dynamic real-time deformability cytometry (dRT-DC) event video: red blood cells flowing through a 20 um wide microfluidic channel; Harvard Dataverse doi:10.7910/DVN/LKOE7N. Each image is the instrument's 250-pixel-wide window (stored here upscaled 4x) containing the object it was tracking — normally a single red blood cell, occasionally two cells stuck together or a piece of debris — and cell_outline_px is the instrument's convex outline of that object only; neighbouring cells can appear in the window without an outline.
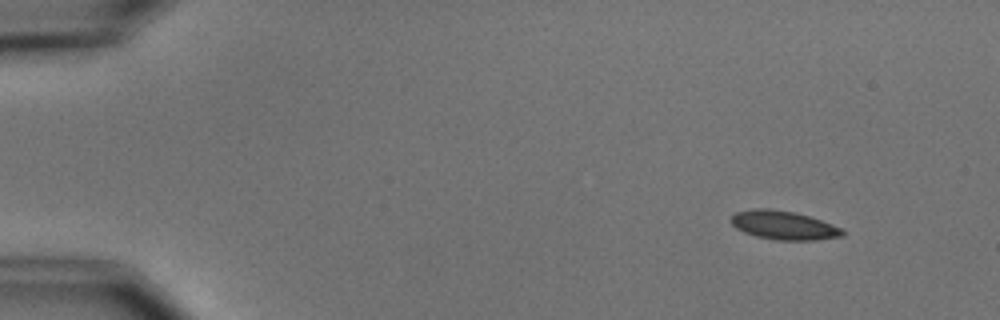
{"species": "common noctule bat (a hibernating species)", "species_latin": "Nyctalus noctula", "temperature_condition": "cold", "stored_images_in_passage": 6, "camera_frame_rate_fps": 3000, "um_per_image_px": 0.085, "animal": {"sex": "male", "body_mass_g": 15.6}, "frame": {"image": 1, "passage_image": 6, "time_ms": 6.667, "image_size_px": [1000, 320], "cell_outline_px": [[844, 236], [816, 240], [776, 240], [756, 236], [744, 232], [736, 228], [728, 220], [736, 212], [752, 208], [768, 208], [792, 212], [808, 216], [844, 228]], "centroid_in_image_um": [66.6, 19.15], "position_along_channel_um": 18.4, "area_um2": 18.73}}